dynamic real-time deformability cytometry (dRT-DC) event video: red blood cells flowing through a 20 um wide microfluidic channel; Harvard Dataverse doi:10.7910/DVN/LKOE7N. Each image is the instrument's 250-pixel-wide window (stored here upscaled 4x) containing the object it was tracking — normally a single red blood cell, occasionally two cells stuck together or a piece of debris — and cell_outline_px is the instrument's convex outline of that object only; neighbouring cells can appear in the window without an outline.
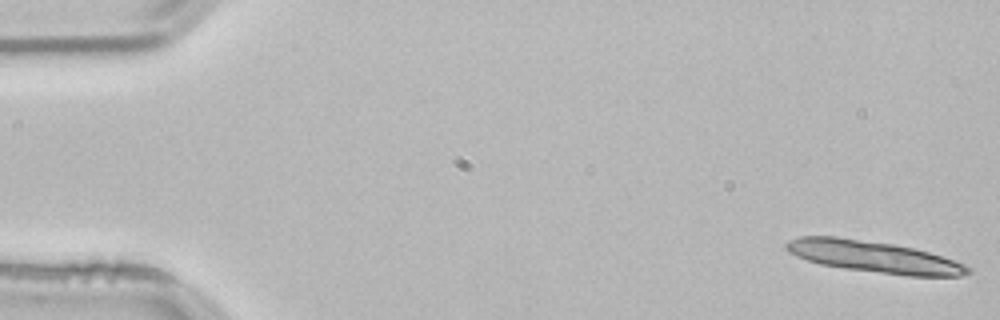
{"species": "common noctule bat (a hibernating species)", "species_latin": "Nyctalus noctula", "temperature_condition": "room temperature", "stored_images_in_passage": 13, "camera_frame_rate_fps": 3000, "um_per_image_px": 0.085, "animal": {"sex": "male", "body_mass_g": 21.5, "forearm_length_mm": 52.0}, "frame": {"image": 1, "passage_image": 1, "time_ms": 0.0, "image_size_px": [1000, 320], "cell_outline_px": [[972, 272], [960, 276], [904, 276], [844, 268], [820, 264], [796, 256], [788, 252], [784, 248], [784, 244], [788, 240], [800, 236], [836, 236], [892, 244], [912, 248], [928, 252], [964, 264], [972, 268]], "centroid_in_image_um": [74.24, 21.83], "position_along_channel_um": 10.8, "area_um2": 33.41}}